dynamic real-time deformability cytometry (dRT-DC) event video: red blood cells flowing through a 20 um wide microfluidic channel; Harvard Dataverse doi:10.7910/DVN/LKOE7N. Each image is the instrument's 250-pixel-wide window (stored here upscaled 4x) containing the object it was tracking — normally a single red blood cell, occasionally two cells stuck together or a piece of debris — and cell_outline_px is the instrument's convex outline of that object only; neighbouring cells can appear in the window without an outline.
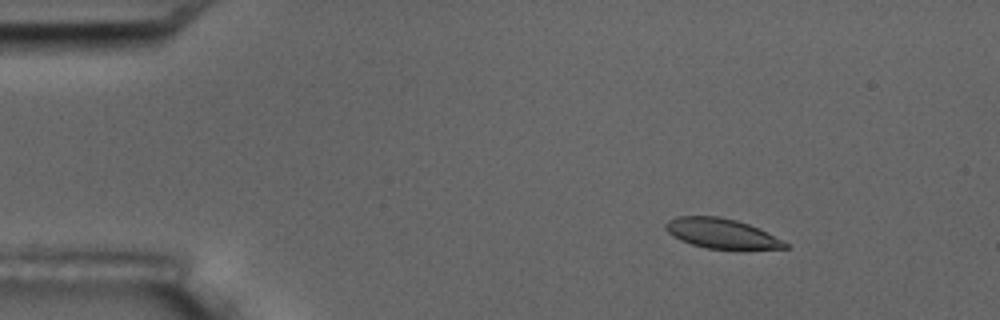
{"species": "common noctule bat (a hibernating species)", "species_latin": "Nyctalus noctula", "temperature_condition": "room temperature", "stored_images_in_passage": 3, "camera_frame_rate_fps": 3000, "um_per_image_px": 0.085, "animal": {"sex": "male", "body_mass_g": 17.5, "forearm_length_mm": 52.3}, "frame": {"image": 1, "passage_image": 1, "time_ms": 0.0, "image_size_px": [1000, 320], "cell_outline_px": [[788, 248], [708, 248], [692, 244], [680, 240], [672, 236], [664, 228], [664, 224], [668, 220], [676, 216], [716, 216], [736, 220], [748, 224], [788, 244]], "centroid_in_image_um": [61.2, 19.82], "position_along_channel_um": 23.8, "area_um2": 20.11}}
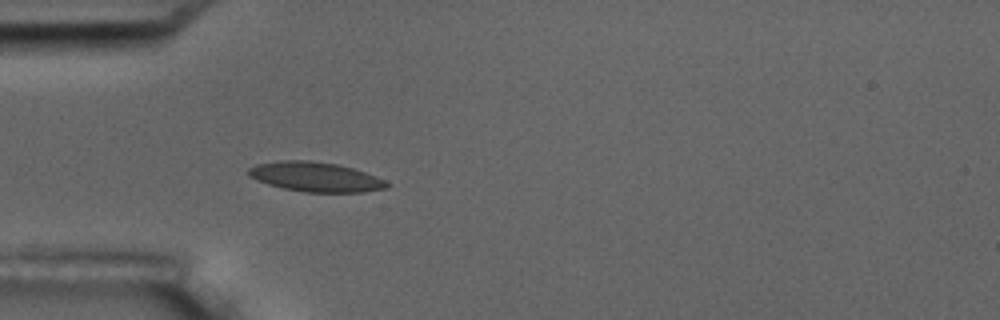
{"frame": {"image": 2, "passage_image": 3, "time_ms": 3.0, "image_size_px": [1000, 320], "cell_outline_px": [[388, 188], [364, 192], [304, 192], [284, 188], [268, 184], [256, 180], [248, 176], [248, 168], [256, 164], [280, 160], [308, 160], [336, 164], [352, 168], [376, 176], [384, 180], [388, 184]], "centroid_in_image_um": [26.79, 15.03], "position_along_channel_um": 58.2, "area_um2": 23.81}}